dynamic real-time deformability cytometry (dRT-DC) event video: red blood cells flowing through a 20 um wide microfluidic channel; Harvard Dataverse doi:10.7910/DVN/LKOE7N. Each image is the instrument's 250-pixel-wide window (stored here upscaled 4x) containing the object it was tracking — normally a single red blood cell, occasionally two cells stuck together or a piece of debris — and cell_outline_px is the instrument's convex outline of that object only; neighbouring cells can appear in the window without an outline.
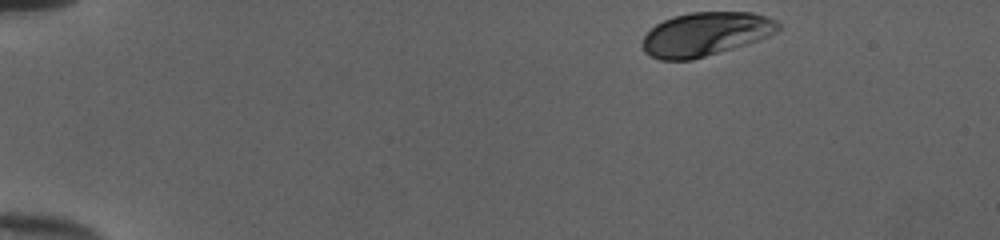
{"species": "human", "species_latin": "Homo sapiens", "temperature_condition": "cold", "stored_images_in_passage": 39, "camera_frame_rate_fps": 3000, "um_per_image_px": 0.085, "donor": {"sex": "female"}, "frame": {"image": 1, "passage_image": 1, "time_ms": 0.0, "image_size_px": [1000, 240], "cell_outline_px": [[780, 28], [776, 32], [768, 36], [748, 44], [692, 60], [660, 60], [648, 56], [644, 52], [640, 44], [644, 36], [656, 24], [664, 20], [676, 16], [692, 12], [752, 12], [768, 16], [776, 20], [780, 24]], "centroid_in_image_um": [59.97, 2.91], "position_along_channel_um": 25.0, "area_um2": 34.8}}
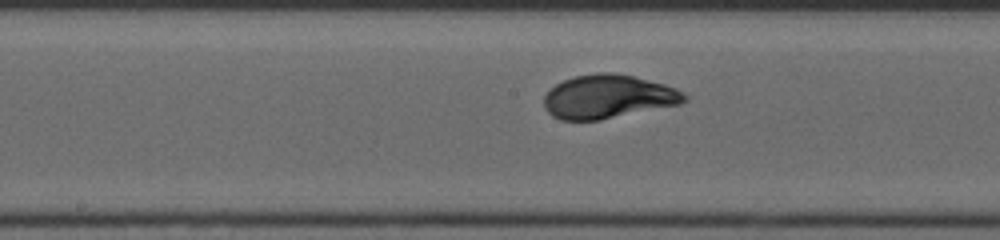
{"frame": {"image": 2, "passage_image": 22, "time_ms": 7.0, "image_size_px": [1000, 240], "cell_outline_px": [[688, 100], [680, 104], [600, 120], [560, 120], [552, 116], [544, 108], [544, 96], [556, 84], [564, 80], [576, 76], [600, 72], [612, 72], [632, 76], [664, 84], [676, 88], [684, 92], [688, 96]], "centroid_in_image_um": [51.7, 8.22], "position_along_channel_um": 196.5, "area_um2": 35.66}}
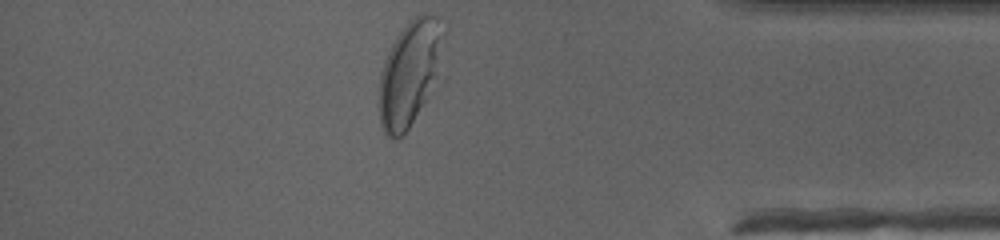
{"frame": {"image": 3, "passage_image": 39, "time_ms": 12.667, "image_size_px": [1000, 240], "cell_outline_px": [[448, 80], [408, 128], [396, 140], [388, 136], [384, 132], [380, 124], [380, 72], [384, 60], [396, 36], [408, 20], [424, 12], [428, 12], [436, 16], [448, 28]], "centroid_in_image_um": [35.09, 6.15], "position_along_channel_um": 400.1, "area_um2": 43.81}, "authors_computed_cell_mechanics": {"area_um2": 35.0846, "velocity_mm_per_s": 3.9993, "shape_relaxation_time_tau1_ms": 2.5598, "shape_relaxation_time_tau2_ms": null, "deformation_change_tau1": 0.1552, "deformation_change_tau2": null}}